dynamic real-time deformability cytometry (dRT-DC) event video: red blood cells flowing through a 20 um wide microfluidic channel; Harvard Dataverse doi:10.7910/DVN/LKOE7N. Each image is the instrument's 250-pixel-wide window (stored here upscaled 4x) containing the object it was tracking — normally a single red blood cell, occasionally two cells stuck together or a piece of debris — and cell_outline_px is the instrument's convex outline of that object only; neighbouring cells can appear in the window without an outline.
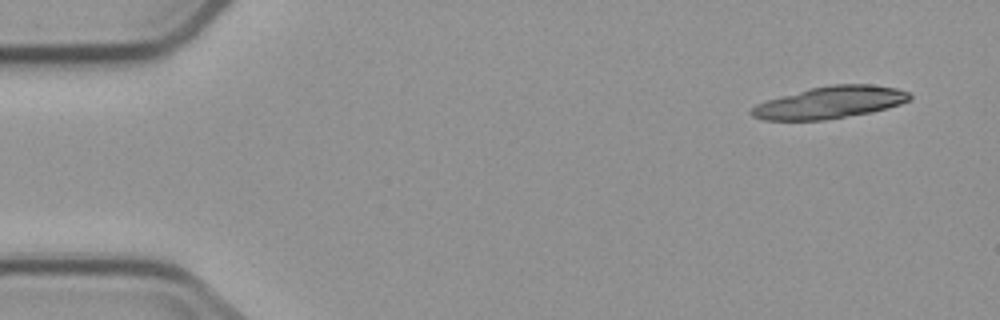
{"species": "common noctule bat (a hibernating species)", "species_latin": "Nyctalus noctula", "temperature_condition": "cold", "stored_images_in_passage": 8, "camera_frame_rate_fps": 3000, "um_per_image_px": 0.085, "animal": {"sex": "male", "body_mass_g": 23.1, "forearm_length_mm": 52.7}, "frame": {"image": 1, "passage_image": 1, "time_ms": 0.0, "image_size_px": [1000, 320], "cell_outline_px": [[912, 96], [908, 100], [900, 104], [888, 108], [872, 112], [824, 120], [764, 120], [752, 116], [748, 112], [756, 104], [764, 100], [812, 88], [832, 84], [868, 84], [896, 88], [908, 92]], "centroid_in_image_um": [70.52, 8.71], "position_along_channel_um": 14.5, "area_um2": 29.48}}
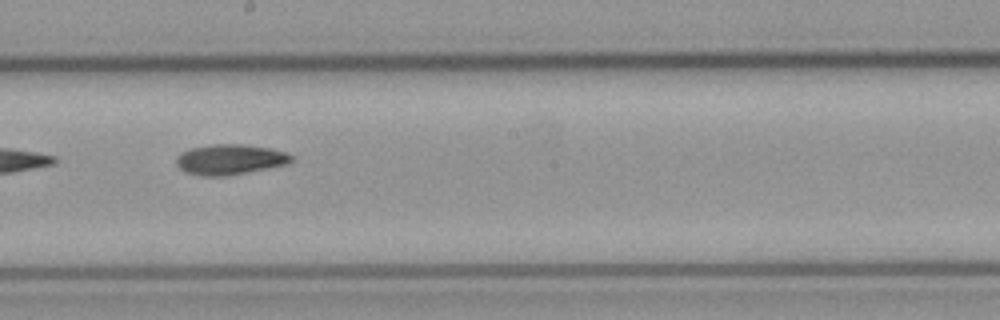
{"frame": {"image": 2, "passage_image": 8, "time_ms": 9.0, "image_size_px": [1000, 320], "cell_outline_px": [[292, 160], [288, 164], [224, 176], [200, 176], [184, 172], [176, 164], [176, 160], [184, 152], [192, 148], [212, 144], [244, 144], [268, 148], [284, 152], [292, 156]], "centroid_in_image_um": [19.53, 13.56], "position_along_channel_um": 228.7, "area_um2": 20.0}}